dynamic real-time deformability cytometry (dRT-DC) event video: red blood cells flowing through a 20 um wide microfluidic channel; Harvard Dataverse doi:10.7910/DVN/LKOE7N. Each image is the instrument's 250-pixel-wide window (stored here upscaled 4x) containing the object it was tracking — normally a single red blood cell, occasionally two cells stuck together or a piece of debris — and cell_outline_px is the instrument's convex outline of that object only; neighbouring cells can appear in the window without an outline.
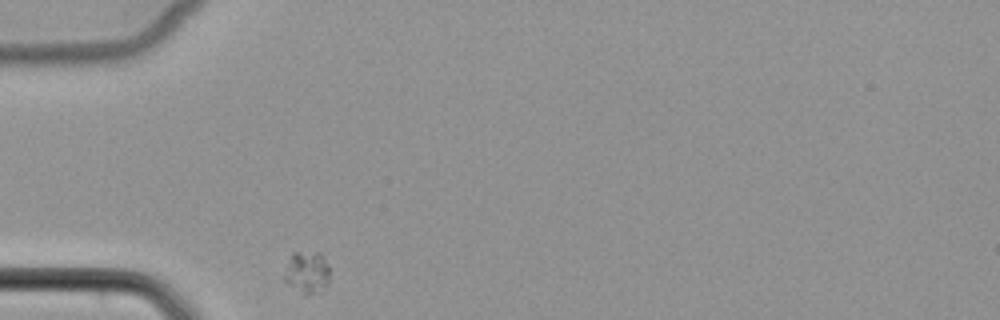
{"species": "common noctule bat (a hibernating species)", "species_latin": "Nyctalus noctula", "temperature_condition": "cold", "stored_images_in_passage": 28, "camera_frame_rate_fps": 3000, "um_per_image_px": 0.085, "animal": {"sex": "female", "body_mass_g": 22.7, "forearm_length_mm": 54.2}, "frame": {"image": 1, "passage_image": 1, "time_ms": 0.0, "image_size_px": [1000, 320], "cell_outline_px": [[328, 284], [312, 292], [304, 292], [288, 284], [284, 280], [284, 276], [292, 252], [320, 252], [324, 256], [328, 268]], "centroid_in_image_um": [26.1, 23.06], "position_along_channel_um": 58.9, "area_um2": 10.46}}
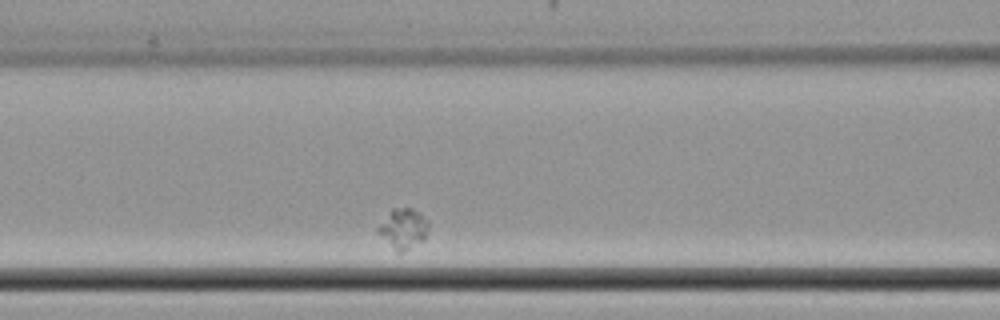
{"frame": {"image": 2, "passage_image": 8, "time_ms": 2.333, "image_size_px": [1000, 320], "cell_outline_px": [[428, 228], [424, 240], [400, 252], [376, 232], [376, 228], [392, 208], [412, 208], [420, 212], [428, 220]], "centroid_in_image_um": [34.29, 19.38], "position_along_channel_um": 132.3, "area_um2": 11.5}}
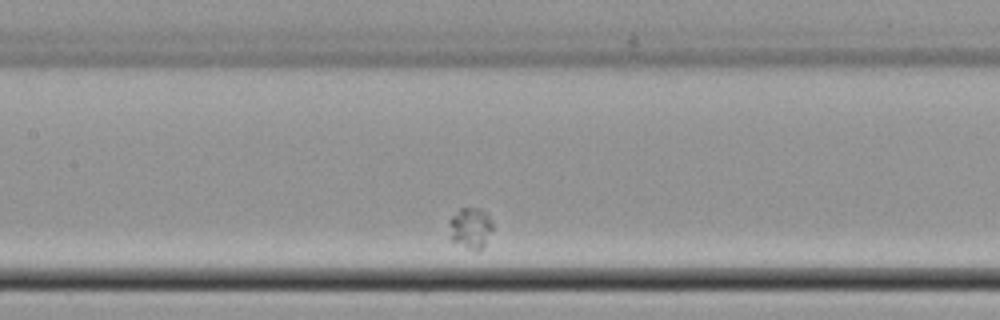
{"frame": {"image": 3, "passage_image": 11, "time_ms": 3.333, "image_size_px": [1000, 320], "cell_outline_px": [[492, 228], [484, 248], [476, 252], [452, 240], [448, 220], [460, 208], [480, 208], [488, 212], [492, 220]], "centroid_in_image_um": [40.03, 19.36], "position_along_channel_um": 167.4, "area_um2": 10.52}}